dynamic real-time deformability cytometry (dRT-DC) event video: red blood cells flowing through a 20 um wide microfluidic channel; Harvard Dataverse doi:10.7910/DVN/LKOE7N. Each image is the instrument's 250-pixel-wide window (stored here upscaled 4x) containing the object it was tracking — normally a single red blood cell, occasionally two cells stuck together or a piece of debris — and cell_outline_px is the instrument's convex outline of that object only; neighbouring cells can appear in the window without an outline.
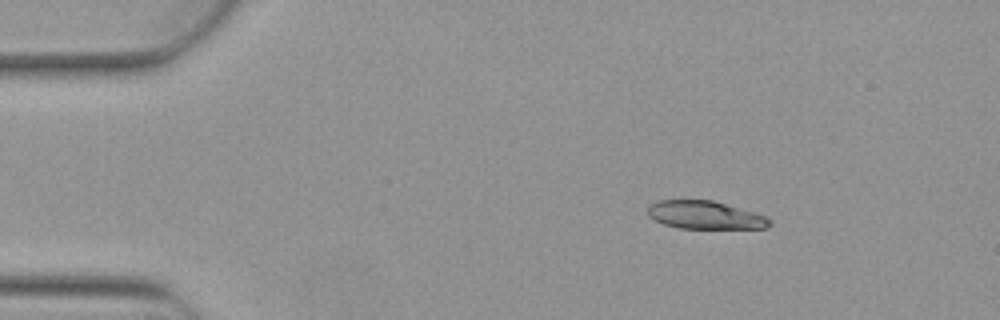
{"species": "Egyptian fruit bat (a non-hibernating species)", "species_latin": "Rousettus aegyptiacus", "temperature_condition": "warm", "stored_images_in_passage": 4, "camera_frame_rate_fps": 3000, "um_per_image_px": 0.085, "animal": {"sex": "female"}, "frame": {"image": 1, "passage_image": 2, "time_ms": 0.333, "image_size_px": [1000, 320], "cell_outline_px": [[772, 224], [768, 228], [680, 228], [664, 224], [648, 216], [648, 204], [656, 200], [712, 200], [752, 212], [764, 216], [772, 220]], "centroid_in_image_um": [59.9, 18.28], "position_along_channel_um": 25.1, "area_um2": 19.77}}